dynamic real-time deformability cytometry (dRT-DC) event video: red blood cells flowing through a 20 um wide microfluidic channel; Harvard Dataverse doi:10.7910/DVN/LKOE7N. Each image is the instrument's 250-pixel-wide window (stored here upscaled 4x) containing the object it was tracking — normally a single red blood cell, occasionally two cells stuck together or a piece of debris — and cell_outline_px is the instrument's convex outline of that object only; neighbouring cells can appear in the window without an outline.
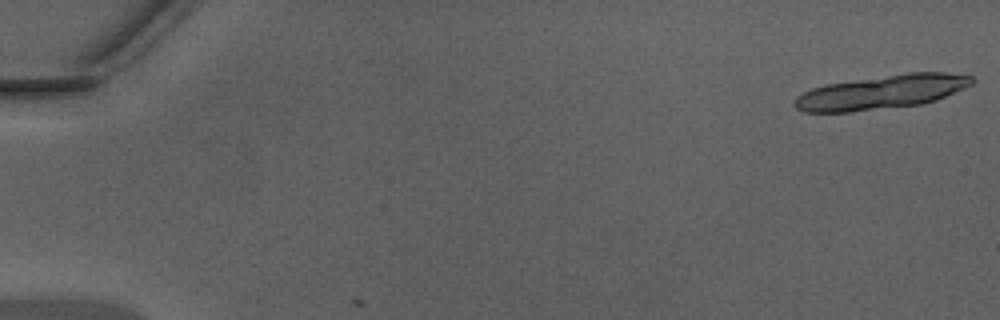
{"species": "Egyptian fruit bat (a non-hibernating species)", "species_latin": "Rousettus aegyptiacus", "temperature_condition": "warm", "stored_images_in_passage": 2, "camera_frame_rate_fps": 3000, "um_per_image_px": 0.085, "animal": {"sex": "male"}, "frame": {"image": 1, "passage_image": 1, "time_ms": 0.0, "image_size_px": [1000, 320], "cell_outline_px": [[976, 80], [972, 84], [936, 100], [920, 104], [848, 112], [804, 112], [796, 108], [792, 104], [796, 96], [812, 88], [824, 84], [908, 72], [944, 72], [972, 76]], "centroid_in_image_um": [74.9, 7.82], "position_along_channel_um": 10.1, "area_um2": 35.03}}